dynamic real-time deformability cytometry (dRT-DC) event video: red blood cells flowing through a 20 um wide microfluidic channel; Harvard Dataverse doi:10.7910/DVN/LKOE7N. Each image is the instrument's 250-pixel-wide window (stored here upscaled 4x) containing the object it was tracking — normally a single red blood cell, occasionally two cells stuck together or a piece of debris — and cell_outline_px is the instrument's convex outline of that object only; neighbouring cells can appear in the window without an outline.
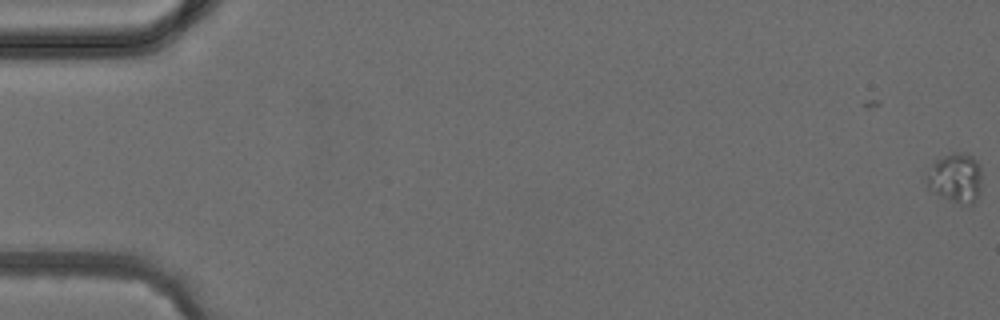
{"species": "common noctule bat (a hibernating species)", "species_latin": "Nyctalus noctula", "temperature_condition": "cold", "stored_images_in_passage": 5, "camera_frame_rate_fps": 3000, "um_per_image_px": 0.085, "animal": {"sex": "female", "body_mass_g": 24.6, "forearm_length_mm": 56.2}, "frame": {"image": 1, "passage_image": 1, "time_ms": 0.0, "image_size_px": [1000, 320], "cell_outline_px": [[980, 188], [976, 200], [972, 204], [960, 204], [928, 188], [924, 176], [932, 164], [936, 160], [944, 156], [972, 156], [980, 164]], "centroid_in_image_um": [81.2, 15.16], "position_along_channel_um": 3.8, "area_um2": 15.26}}